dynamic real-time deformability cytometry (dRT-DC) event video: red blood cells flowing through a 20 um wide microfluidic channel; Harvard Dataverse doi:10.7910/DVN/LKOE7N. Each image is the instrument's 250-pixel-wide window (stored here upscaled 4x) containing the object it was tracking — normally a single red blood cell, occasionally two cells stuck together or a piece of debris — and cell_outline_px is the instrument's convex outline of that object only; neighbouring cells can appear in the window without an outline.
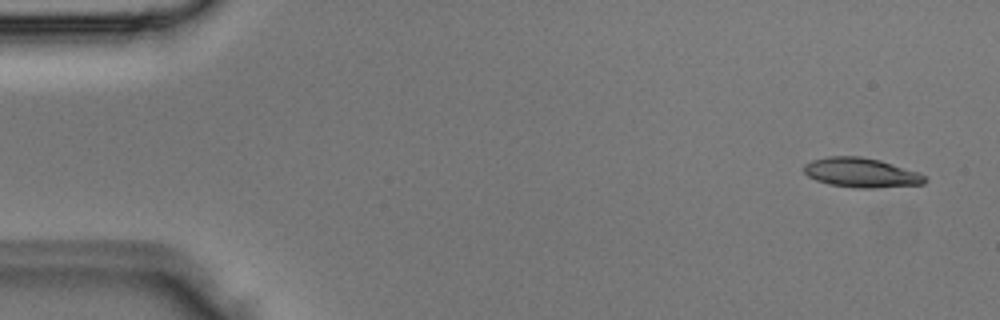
{"species": "Egyptian fruit bat (a non-hibernating species)", "species_latin": "Rousettus aegyptiacus", "temperature_condition": "room temperature", "stored_images_in_passage": 4, "camera_frame_rate_fps": 3000, "um_per_image_px": 0.085, "animal": {"sex": "male"}, "frame": {"image": 1, "passage_image": 1, "time_ms": 0.0, "image_size_px": [1000, 320], "cell_outline_px": [[928, 180], [924, 184], [876, 188], [856, 188], [828, 184], [816, 180], [808, 176], [804, 172], [804, 164], [812, 160], [828, 156], [860, 156], [880, 160], [916, 172], [924, 176]], "centroid_in_image_um": [73.17, 14.68], "position_along_channel_um": 11.8, "area_um2": 20.75}}